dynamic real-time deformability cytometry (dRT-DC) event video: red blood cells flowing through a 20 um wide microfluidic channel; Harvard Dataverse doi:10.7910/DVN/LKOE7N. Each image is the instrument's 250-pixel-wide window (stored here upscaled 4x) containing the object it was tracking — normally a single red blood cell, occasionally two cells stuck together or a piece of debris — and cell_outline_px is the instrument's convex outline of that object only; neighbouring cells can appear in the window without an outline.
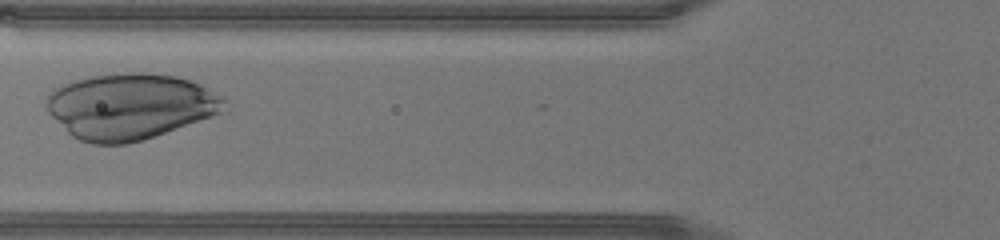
{"species": "human", "species_latin": "Homo sapiens", "temperature_condition": "warm", "stored_images_in_passage": 28, "camera_frame_rate_fps": 3000, "um_per_image_px": 0.085, "donor": {"sex": "male"}, "frame": {"image": 1, "passage_image": 10, "time_ms": 3.0, "image_size_px": [1000, 240], "cell_outline_px": [[228, 100], [220, 112], [212, 116], [144, 140], [128, 144], [92, 144], [80, 140], [72, 136], [48, 112], [44, 96], [52, 88], [68, 80], [88, 76], [132, 72], [148, 72], [176, 76], [204, 84]], "centroid_in_image_um": [11.03, 9.01], "position_along_channel_um": 114.8, "area_um2": 69.01}}
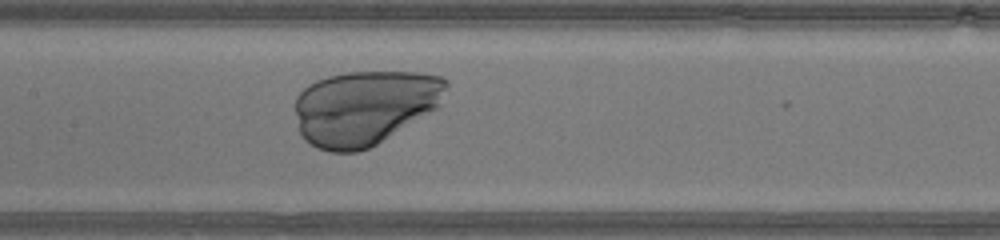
{"frame": {"image": 2, "passage_image": 14, "time_ms": 4.333, "image_size_px": [1000, 240], "cell_outline_px": [[448, 88], [440, 108], [376, 144], [368, 148], [356, 152], [328, 152], [316, 148], [304, 140], [300, 132], [296, 112], [296, 96], [308, 84], [316, 80], [328, 76], [348, 72], [420, 72], [440, 76], [448, 80]], "centroid_in_image_um": [31.04, 9.13], "position_along_channel_um": 176.4, "area_um2": 66.41}}
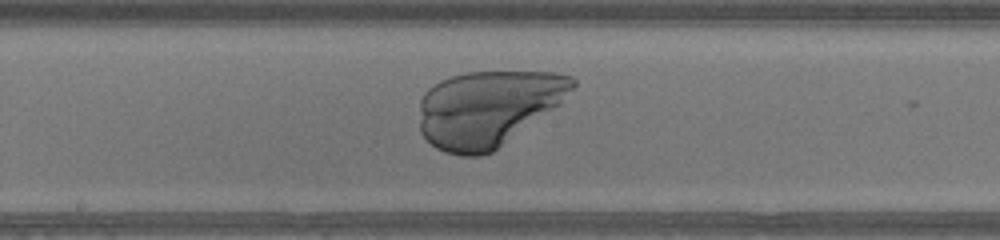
{"frame": {"image": 3, "passage_image": 16, "time_ms": 5.0, "image_size_px": [1000, 240], "cell_outline_px": [[576, 84], [560, 104], [492, 152], [480, 156], [460, 156], [444, 152], [436, 148], [420, 132], [420, 100], [424, 92], [428, 88], [440, 80], [452, 76], [468, 72], [556, 72], [572, 76], [576, 80]], "centroid_in_image_um": [41.46, 9.21], "position_along_channel_um": 206.7, "area_um2": 67.74}}